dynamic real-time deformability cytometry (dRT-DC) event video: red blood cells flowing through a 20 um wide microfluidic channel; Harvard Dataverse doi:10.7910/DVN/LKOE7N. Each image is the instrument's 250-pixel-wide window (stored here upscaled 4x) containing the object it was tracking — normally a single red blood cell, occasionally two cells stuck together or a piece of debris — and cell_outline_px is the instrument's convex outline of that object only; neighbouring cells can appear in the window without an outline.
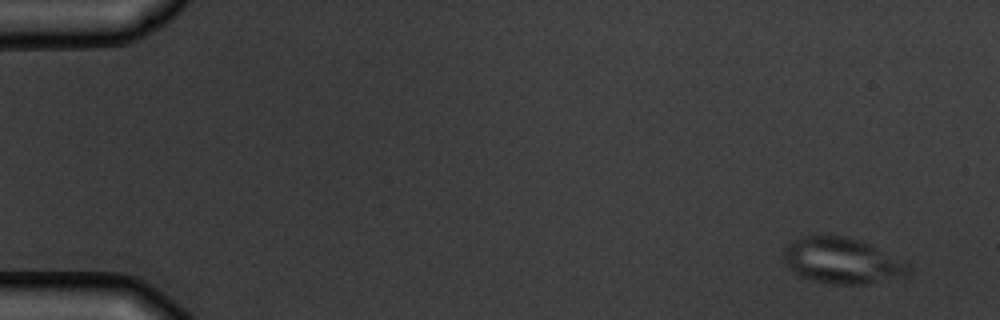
{"species": "common noctule bat (a hibernating species)", "species_latin": "Nyctalus noctula", "temperature_condition": "warm", "stored_images_in_passage": 5, "camera_frame_rate_fps": 3000, "um_per_image_px": 0.085, "animal": {"sex": "male", "body_mass_g": 19.5, "forearm_length_mm": 54.6}, "frame": {"image": 1, "passage_image": 1, "time_ms": 0.0, "image_size_px": [1000, 320], "cell_outline_px": [[912, 272], [908, 276], [864, 284], [832, 284], [812, 280], [800, 276], [784, 260], [784, 252], [788, 244], [792, 240], [800, 236], [844, 236], [860, 240], [908, 264]], "centroid_in_image_um": [71.58, 22.17], "position_along_channel_um": 13.4, "area_um2": 32.83}}